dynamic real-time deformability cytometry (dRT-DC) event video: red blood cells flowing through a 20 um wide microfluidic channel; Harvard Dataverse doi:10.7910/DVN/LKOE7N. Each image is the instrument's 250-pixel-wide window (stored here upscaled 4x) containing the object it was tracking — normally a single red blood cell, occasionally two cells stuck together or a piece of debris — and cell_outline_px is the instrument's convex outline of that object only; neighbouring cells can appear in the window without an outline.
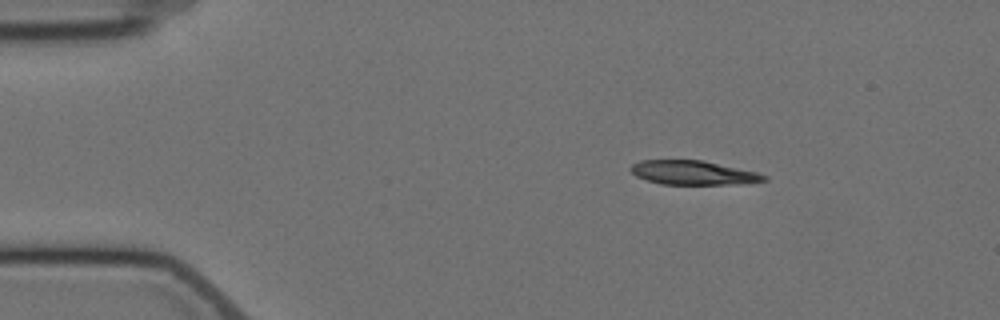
{"species": "Egyptian fruit bat (a non-hibernating species)", "species_latin": "Rousettus aegyptiacus", "temperature_condition": "cold", "stored_images_in_passage": 4, "camera_frame_rate_fps": 3000, "um_per_image_px": 0.085, "animal": {"sex": "female"}, "frame": {"image": 1, "passage_image": 2, "time_ms": 1.333, "image_size_px": [1000, 320], "cell_outline_px": [[768, 180], [740, 184], [660, 184], [636, 176], [628, 168], [632, 164], [640, 160], [704, 160], [756, 172], [768, 176]], "centroid_in_image_um": [58.91, 14.67], "position_along_channel_um": 26.1, "area_um2": 18.73}}